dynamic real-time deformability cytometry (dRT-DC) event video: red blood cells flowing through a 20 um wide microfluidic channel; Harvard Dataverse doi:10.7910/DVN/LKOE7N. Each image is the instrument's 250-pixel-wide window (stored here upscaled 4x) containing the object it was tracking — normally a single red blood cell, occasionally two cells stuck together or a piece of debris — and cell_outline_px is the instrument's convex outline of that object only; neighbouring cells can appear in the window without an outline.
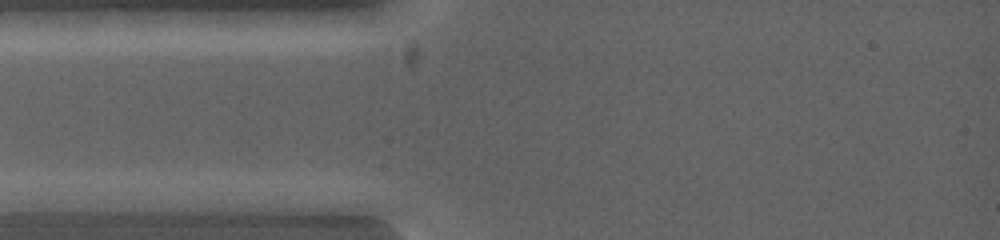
{"species": "common noctule bat (a hibernating species)", "species_latin": "Nyctalus noctula", "temperature_condition": "warm", "stored_images_in_passage": 4, "camera_frame_rate_fps": 5000, "um_per_image_px": 0.085, "animal": {"sex": "female", "body_mass_g": 19.0, "forearm_length_mm": 53.3}, "frame": {"image": 1, "passage_image": 1, "time_ms": 0.0, "image_size_px": [1000, 240], "cell_outline_px": [[140, 200], [60, 212], [28, 212], [12, 200], [100, 192], [124, 192]], "centroid_in_image_um": [6.25, 17.15], "position_along_channel_um": 78.7, "area_um2": 11.33}}